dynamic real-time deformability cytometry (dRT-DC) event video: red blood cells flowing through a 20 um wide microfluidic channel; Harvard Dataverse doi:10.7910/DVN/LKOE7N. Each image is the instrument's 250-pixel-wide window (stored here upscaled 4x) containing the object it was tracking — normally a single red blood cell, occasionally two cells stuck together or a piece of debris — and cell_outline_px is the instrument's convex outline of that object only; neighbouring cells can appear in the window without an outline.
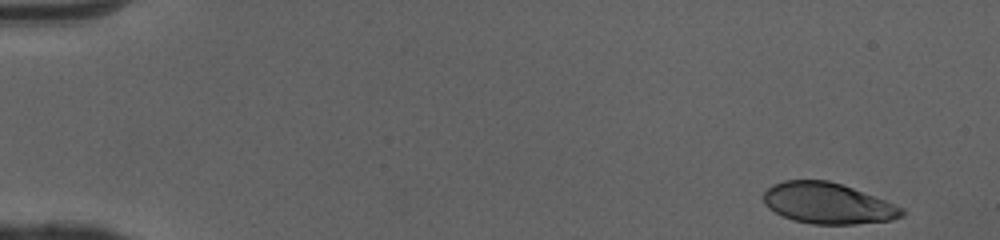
{"species": "human", "species_latin": "Homo sapiens", "temperature_condition": "cold", "stored_images_in_passage": 48, "camera_frame_rate_fps": 3000, "um_per_image_px": 0.085, "donor": {"sex": "female"}, "frame": {"image": 1, "passage_image": 1, "time_ms": 0.0, "image_size_px": [1000, 240], "cell_outline_px": [[904, 216], [892, 220], [856, 224], [812, 224], [792, 220], [768, 208], [764, 204], [764, 192], [772, 184], [784, 180], [828, 180], [852, 188], [884, 200], [904, 208]], "centroid_in_image_um": [70.35, 17.29], "position_along_channel_um": 14.6, "area_um2": 32.89}}
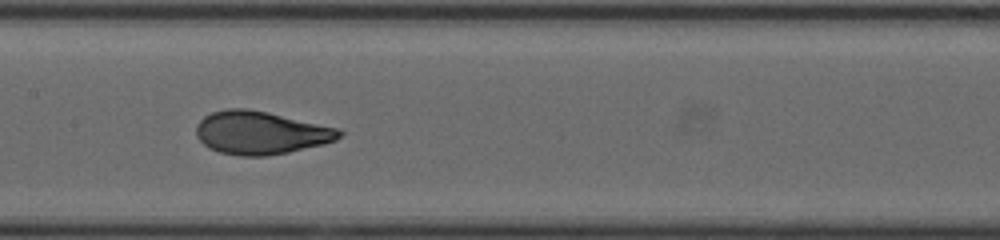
{"frame": {"image": 2, "passage_image": 24, "time_ms": 7.667, "image_size_px": [1000, 240], "cell_outline_px": [[344, 132], [336, 140], [324, 144], [288, 152], [264, 156], [240, 156], [220, 152], [208, 148], [196, 136], [196, 124], [204, 116], [212, 112], [228, 108], [248, 108], [268, 112], [340, 128]], "centroid_in_image_um": [22.16, 11.28], "position_along_channel_um": 185.2, "area_um2": 36.07}}
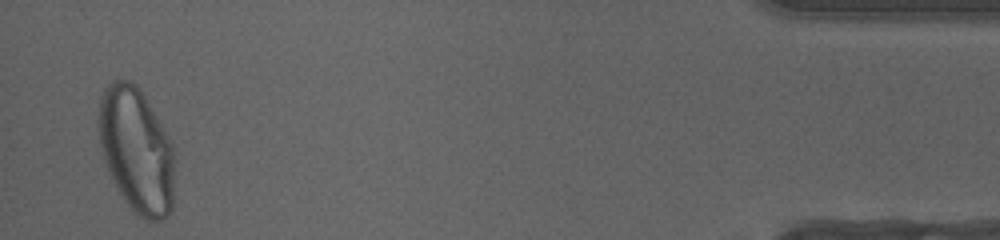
{"frame": {"image": 3, "passage_image": 47, "time_ms": 15.333, "image_size_px": [1000, 240], "cell_outline_px": [[172, 212], [164, 220], [148, 220], [136, 216], [124, 200], [108, 172], [100, 144], [96, 124], [100, 96], [104, 88], [112, 80], [132, 80], [136, 84], [144, 96], [172, 140]], "centroid_in_image_um": [11.56, 12.75], "position_along_channel_um": 423.6, "area_um2": 55.66}, "authors_computed_cell_mechanics": {"area_um2": 35.5759, "velocity_mm_per_s": 4.0762, "shape_relaxation_time_tau1_ms": 3.8505, "shape_relaxation_time_tau2_ms": null, "deformation_change_tau1": 0.1992, "deformation_change_tau2": null}}